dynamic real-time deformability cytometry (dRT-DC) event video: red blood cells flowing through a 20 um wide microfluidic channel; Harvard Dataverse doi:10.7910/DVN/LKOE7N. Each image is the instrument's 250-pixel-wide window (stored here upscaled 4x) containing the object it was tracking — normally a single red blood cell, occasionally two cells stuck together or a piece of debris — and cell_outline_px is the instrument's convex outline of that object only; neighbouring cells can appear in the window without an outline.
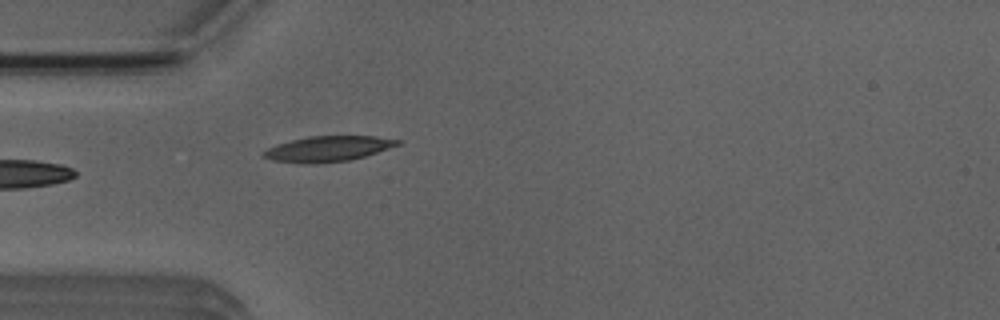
{"species": "Egyptian fruit bat (a non-hibernating species)", "species_latin": "Rousettus aegyptiacus", "temperature_condition": "room temperature", "stored_images_in_passage": 2, "camera_frame_rate_fps": 3000, "um_per_image_px": 0.085, "animal": {"sex": "male"}, "frame": {"image": 1, "passage_image": 2, "time_ms": 1.0, "image_size_px": [1000, 320], "cell_outline_px": [[400, 144], [364, 156], [348, 160], [272, 160], [260, 156], [268, 148], [276, 144], [308, 136], [372, 136], [400, 140]], "centroid_in_image_um": [27.92, 12.58], "position_along_channel_um": 57.1, "area_um2": 18.44}}